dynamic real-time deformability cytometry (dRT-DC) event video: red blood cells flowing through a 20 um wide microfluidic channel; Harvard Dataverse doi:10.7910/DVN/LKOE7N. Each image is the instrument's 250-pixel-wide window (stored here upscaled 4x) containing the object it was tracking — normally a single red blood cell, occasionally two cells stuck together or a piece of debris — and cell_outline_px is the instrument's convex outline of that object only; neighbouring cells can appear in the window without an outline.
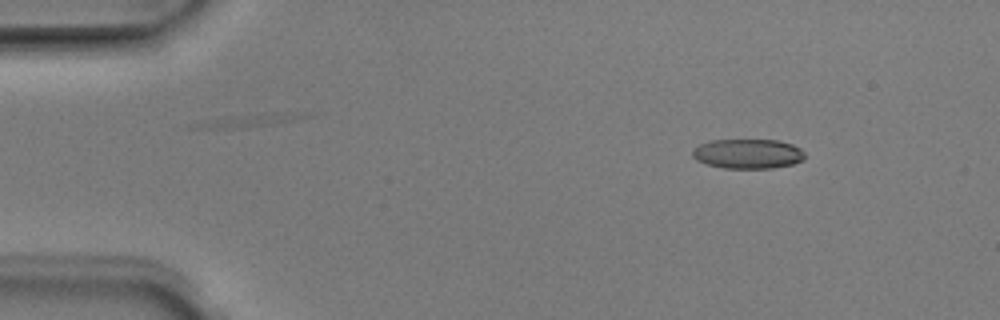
{"species": "Egyptian fruit bat (a non-hibernating species)", "species_latin": "Rousettus aegyptiacus", "temperature_condition": "room temperature", "stored_images_in_passage": 3, "camera_frame_rate_fps": 3000, "um_per_image_px": 0.085, "animal": {"sex": "male"}, "frame": {"image": 1, "passage_image": 1, "time_ms": 0.0, "image_size_px": [1000, 320], "cell_outline_px": [[804, 160], [792, 164], [772, 168], [724, 168], [708, 164], [696, 160], [692, 156], [692, 152], [700, 144], [712, 140], [776, 140], [792, 144], [800, 148], [804, 152]], "centroid_in_image_um": [63.59, 13.07], "position_along_channel_um": 21.4, "area_um2": 19.31}}
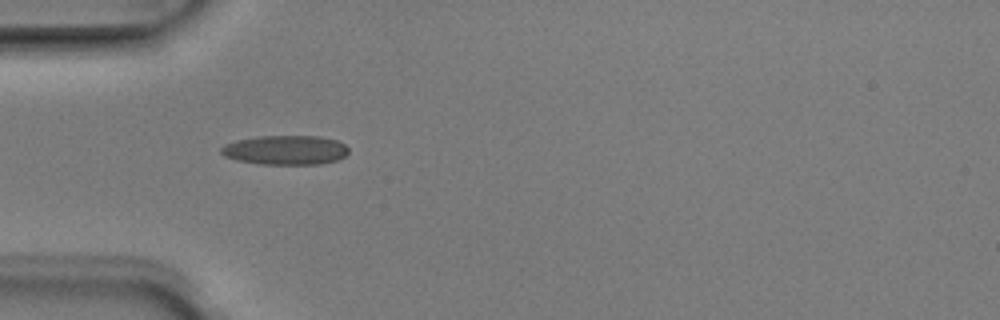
{"frame": {"image": 2, "passage_image": 3, "time_ms": 0.667, "image_size_px": [1000, 320], "cell_outline_px": [[348, 152], [344, 156], [336, 160], [320, 164], [260, 164], [236, 160], [224, 156], [220, 152], [220, 148], [224, 144], [236, 140], [260, 136], [320, 136], [336, 140], [344, 144], [348, 148]], "centroid_in_image_um": [24.23, 12.75], "position_along_channel_um": 60.8, "area_um2": 21.85}}